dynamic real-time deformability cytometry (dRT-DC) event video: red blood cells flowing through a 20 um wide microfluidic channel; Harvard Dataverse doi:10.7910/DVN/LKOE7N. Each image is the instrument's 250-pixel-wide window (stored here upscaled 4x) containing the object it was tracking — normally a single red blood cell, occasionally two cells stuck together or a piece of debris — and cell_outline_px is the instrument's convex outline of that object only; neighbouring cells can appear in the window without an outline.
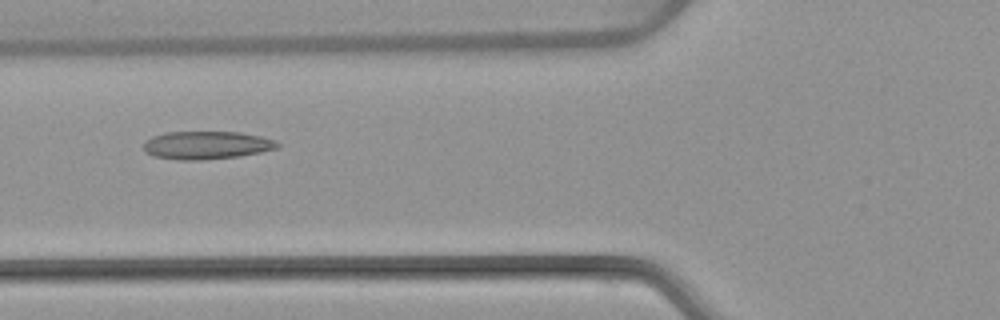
{"species": "common noctule bat (a hibernating species)", "species_latin": "Nyctalus noctula", "temperature_condition": "warm", "stored_images_in_passage": 7, "camera_frame_rate_fps": 3000, "um_per_image_px": 0.085, "animal": {"sex": "female", "body_mass_g": 22.7, "forearm_length_mm": 54.2}, "frame": {"image": 1, "passage_image": 5, "time_ms": 5.667, "image_size_px": [1000, 320], "cell_outline_px": [[280, 148], [240, 156], [200, 160], [180, 160], [152, 156], [144, 152], [144, 140], [152, 136], [164, 132], [240, 132], [260, 136], [276, 140], [280, 144]], "centroid_in_image_um": [17.55, 12.34], "position_along_channel_um": 108.3, "area_um2": 22.08}}
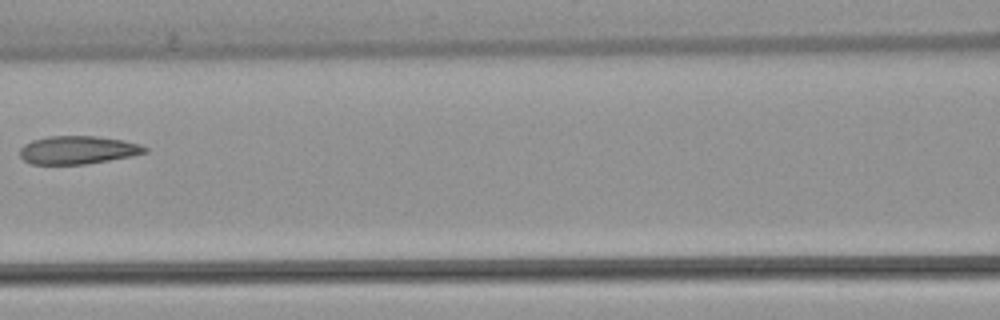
{"frame": {"image": 2, "passage_image": 6, "time_ms": 7.0, "image_size_px": [1000, 320], "cell_outline_px": [[148, 152], [132, 156], [84, 164], [32, 164], [24, 160], [20, 156], [20, 148], [24, 144], [32, 140], [48, 136], [96, 136], [124, 140], [140, 144], [148, 148]], "centroid_in_image_um": [6.62, 12.74], "position_along_channel_um": 160.0, "area_um2": 20.52}}